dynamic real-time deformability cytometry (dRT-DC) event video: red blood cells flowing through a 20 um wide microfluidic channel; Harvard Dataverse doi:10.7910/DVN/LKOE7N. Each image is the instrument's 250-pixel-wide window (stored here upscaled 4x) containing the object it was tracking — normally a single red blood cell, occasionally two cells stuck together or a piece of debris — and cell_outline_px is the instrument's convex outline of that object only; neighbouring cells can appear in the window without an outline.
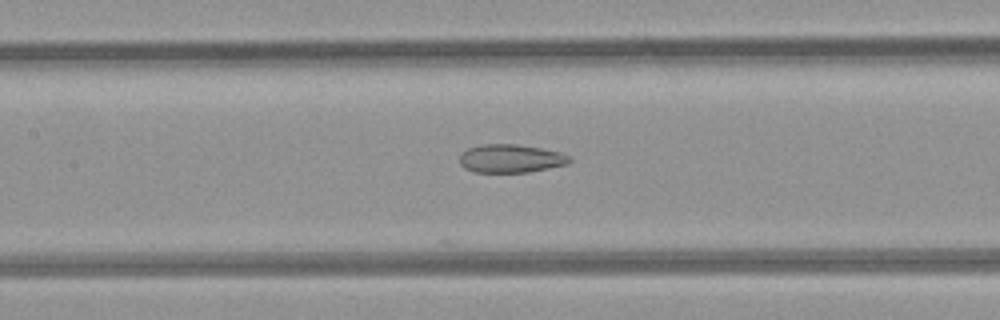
{"species": "common noctule bat (a hibernating species)", "species_latin": "Nyctalus noctula", "temperature_condition": "room temperature", "stored_images_in_passage": 27, "camera_frame_rate_fps": 3000, "um_per_image_px": 0.085, "animal": {"sex": "female", "body_mass_g": 21.9}, "frame": {"image": 1, "passage_image": 22, "time_ms": 7.0, "image_size_px": [1000, 320], "cell_outline_px": [[572, 160], [568, 164], [528, 172], [476, 172], [464, 168], [460, 164], [460, 156], [468, 148], [480, 144], [516, 144], [540, 148], [560, 152], [568, 156]], "centroid_in_image_um": [43.41, 13.47], "position_along_channel_um": 164.0, "area_um2": 18.03}}
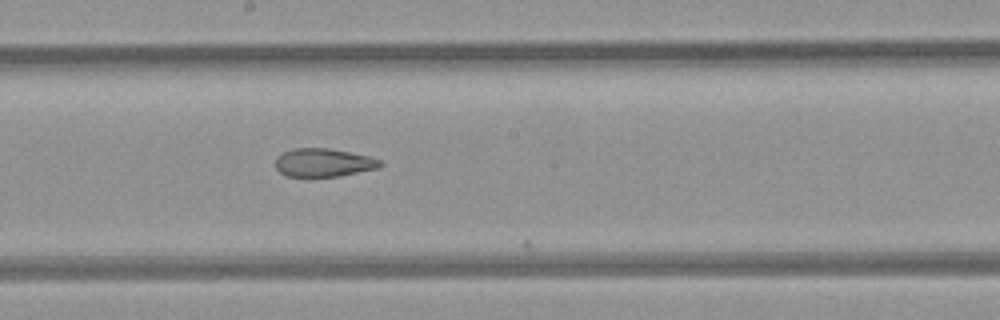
{"frame": {"image": 2, "passage_image": 26, "time_ms": 8.333, "image_size_px": [1000, 320], "cell_outline_px": [[384, 164], [380, 168], [340, 176], [284, 176], [276, 168], [276, 156], [292, 148], [328, 148], [368, 156], [380, 160]], "centroid_in_image_um": [27.5, 13.82], "position_along_channel_um": 220.7, "area_um2": 17.28}}